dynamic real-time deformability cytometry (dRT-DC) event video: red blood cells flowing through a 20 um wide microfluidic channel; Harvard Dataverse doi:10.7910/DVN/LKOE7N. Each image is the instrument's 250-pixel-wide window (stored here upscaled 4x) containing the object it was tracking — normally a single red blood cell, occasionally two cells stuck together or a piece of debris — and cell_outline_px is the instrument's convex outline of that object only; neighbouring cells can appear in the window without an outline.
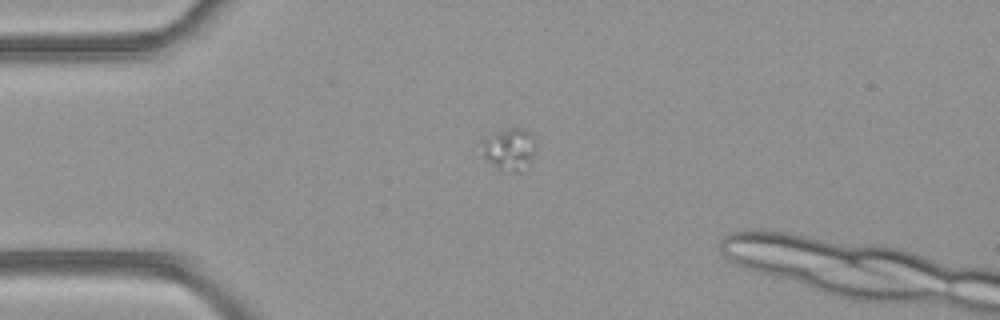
{"species": "common noctule bat (a hibernating species)", "species_latin": "Nyctalus noctula", "temperature_condition": "room temperature", "stored_images_in_passage": 35, "segment_of_instrument_passage": [1, 2], "camera_frame_rate_fps": 3000, "um_per_image_px": 0.085, "animal": {"sex": "female", "body_mass_g": 21.9}, "frame": {"image": 1, "passage_image": 2, "time_ms": 0.333, "image_size_px": [1000, 320], "cell_outline_px": [[532, 156], [524, 172], [520, 172], [500, 168], [488, 160], [484, 156], [480, 140], [484, 136], [492, 132], [512, 128], [520, 128], [528, 132], [532, 136]], "centroid_in_image_um": [43.22, 12.65], "position_along_channel_um": 41.8, "area_um2": 12.77}}